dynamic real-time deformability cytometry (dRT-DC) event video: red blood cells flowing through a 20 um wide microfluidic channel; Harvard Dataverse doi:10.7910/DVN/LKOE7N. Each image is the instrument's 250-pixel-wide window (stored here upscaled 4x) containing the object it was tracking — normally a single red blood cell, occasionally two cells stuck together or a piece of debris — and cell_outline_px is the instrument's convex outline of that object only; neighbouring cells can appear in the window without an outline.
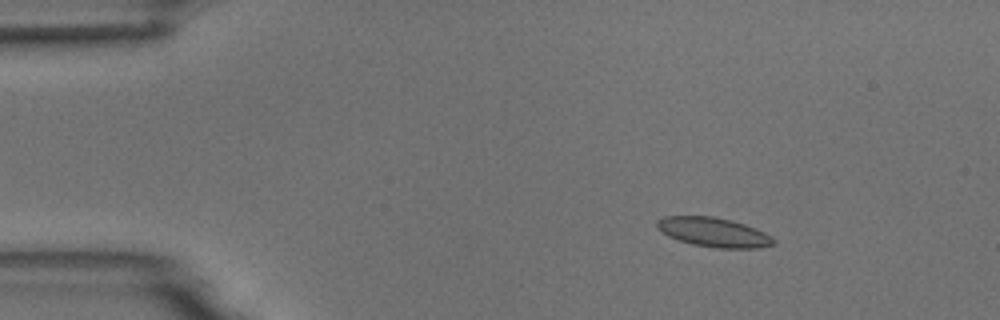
{"species": "common noctule bat (a hibernating species)", "species_latin": "Nyctalus noctula", "temperature_condition": "room temperature", "stored_images_in_passage": 6, "camera_frame_rate_fps": 3000, "um_per_image_px": 0.085, "animal": {"sex": "male", "body_mass_g": 18.8}, "frame": {"image": 1, "passage_image": 3, "time_ms": 2.333, "image_size_px": [1000, 320], "cell_outline_px": [[776, 244], [760, 248], [716, 248], [692, 244], [668, 236], [656, 228], [656, 220], [664, 216], [712, 216], [732, 220], [756, 228], [772, 236], [776, 240]], "centroid_in_image_um": [60.68, 19.74], "position_along_channel_um": 24.3, "area_um2": 20.11}}